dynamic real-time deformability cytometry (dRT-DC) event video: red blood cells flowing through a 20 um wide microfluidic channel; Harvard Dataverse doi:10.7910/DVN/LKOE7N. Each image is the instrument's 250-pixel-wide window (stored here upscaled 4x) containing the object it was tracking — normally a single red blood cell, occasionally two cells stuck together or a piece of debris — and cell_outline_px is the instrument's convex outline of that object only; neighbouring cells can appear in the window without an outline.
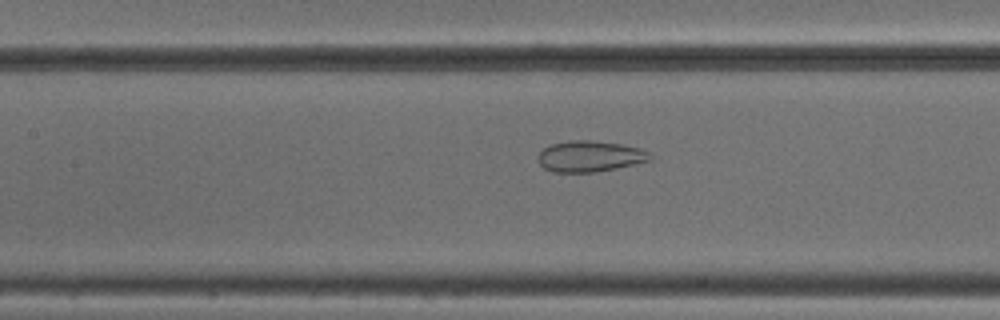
{"species": "common noctule bat (a hibernating species)", "species_latin": "Nyctalus noctula", "temperature_condition": "cold", "stored_images_in_passage": 41, "camera_frame_rate_fps": 3000, "um_per_image_px": 0.085, "animal": {"sex": "male", "body_mass_g": 18.8}, "frame": {"image": 1, "passage_image": 13, "time_ms": 4.0, "image_size_px": [1000, 320], "cell_outline_px": [[652, 160], [616, 168], [596, 172], [552, 172], [544, 168], [540, 164], [536, 156], [544, 148], [552, 144], [572, 140], [588, 140], [620, 144], [640, 148], [648, 152], [652, 156]], "centroid_in_image_um": [50.12, 13.29], "position_along_channel_um": 157.3, "area_um2": 20.17}}
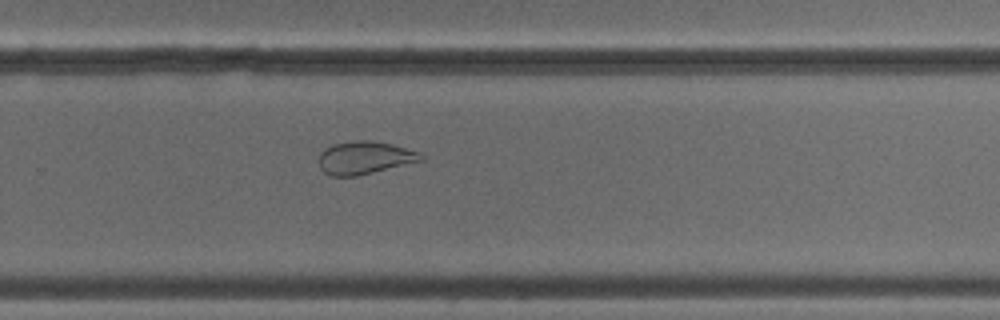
{"frame": {"image": 2, "passage_image": 24, "time_ms": 7.667, "image_size_px": [1000, 320], "cell_outline_px": [[424, 160], [356, 176], [332, 176], [324, 172], [320, 168], [320, 152], [324, 148], [332, 144], [356, 140], [368, 140], [392, 144], [420, 152], [424, 156]], "centroid_in_image_um": [30.99, 13.4], "position_along_channel_um": 298.8, "area_um2": 19.48}}
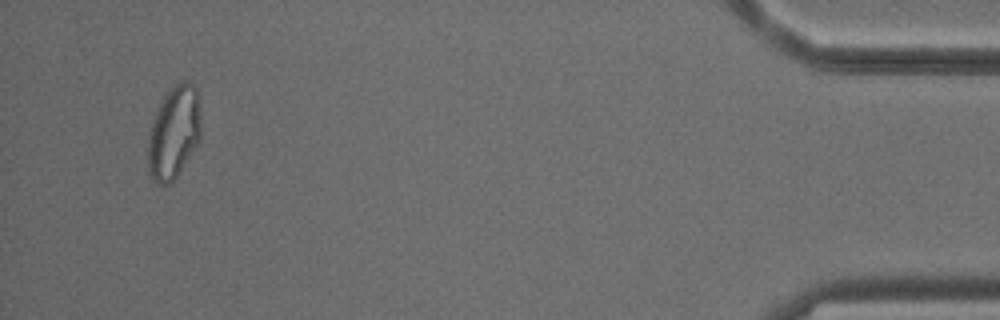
{"frame": {"image": 3, "passage_image": 39, "time_ms": 12.667, "image_size_px": [1000, 320], "cell_outline_px": [[200, 140], [176, 176], [168, 184], [156, 184], [148, 176], [148, 136], [156, 112], [164, 96], [172, 84], [180, 80], [184, 80], [192, 84], [196, 88], [200, 112]], "centroid_in_image_um": [14.76, 11.25], "position_along_channel_um": 420.4, "area_um2": 28.61}, "authors_computed_cell_mechanics": {"area_um2": 23.7558, "velocity_mm_per_s": 3.8684, "shape_relaxation_time_tau1_ms": null, "shape_relaxation_time_tau2_ms": 1.9543, "deformation_change_tau1": null, "deformation_change_tau2": 0.0842}}